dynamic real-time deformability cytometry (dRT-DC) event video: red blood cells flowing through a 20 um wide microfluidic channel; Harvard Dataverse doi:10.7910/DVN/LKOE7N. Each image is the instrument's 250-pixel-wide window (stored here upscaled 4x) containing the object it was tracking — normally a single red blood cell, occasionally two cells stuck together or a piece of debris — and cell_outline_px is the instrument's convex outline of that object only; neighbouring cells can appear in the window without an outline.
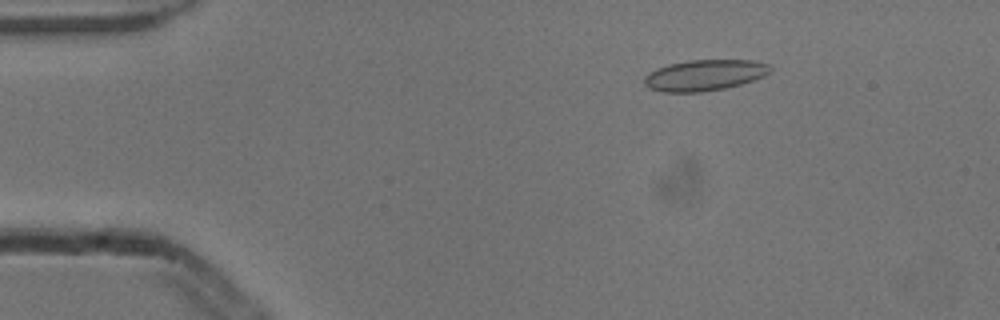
{"species": "common noctule bat (a hibernating species)", "species_latin": "Nyctalus noctula", "temperature_condition": "cold", "stored_images_in_passage": 9, "camera_frame_rate_fps": 3000, "um_per_image_px": 0.085, "animal": {"sex": "male", "body_mass_g": 13.3}, "frame": {"image": 1, "passage_image": 1, "time_ms": 0.0, "image_size_px": [1000, 320], "cell_outline_px": [[772, 68], [764, 76], [740, 84], [724, 88], [700, 92], [664, 92], [648, 88], [644, 84], [644, 76], [648, 72], [656, 68], [668, 64], [688, 60], [752, 60], [768, 64]], "centroid_in_image_um": [59.83, 6.38], "position_along_channel_um": 25.2, "area_um2": 22.72}}